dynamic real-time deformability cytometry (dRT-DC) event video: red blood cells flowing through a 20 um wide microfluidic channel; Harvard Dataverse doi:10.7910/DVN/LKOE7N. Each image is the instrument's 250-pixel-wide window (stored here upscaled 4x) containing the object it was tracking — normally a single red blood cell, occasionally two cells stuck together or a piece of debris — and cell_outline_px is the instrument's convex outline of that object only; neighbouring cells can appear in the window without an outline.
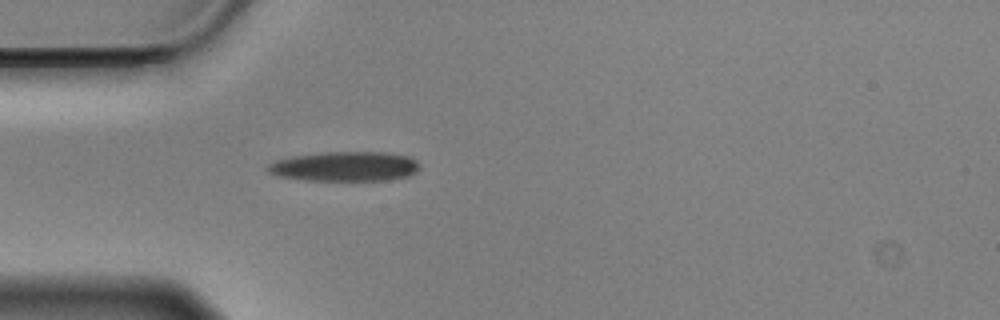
{"species": "Egyptian fruit bat (a non-hibernating species)", "species_latin": "Rousettus aegyptiacus", "temperature_condition": "cold", "stored_images_in_passage": 42, "camera_frame_rate_fps": 3000, "um_per_image_px": 0.085, "animal": {"sex": "male"}, "frame": {"image": 1, "passage_image": 1, "time_ms": 0.0, "image_size_px": [1000, 320], "cell_outline_px": [[420, 168], [416, 172], [408, 176], [388, 180], [304, 180], [280, 176], [268, 172], [264, 168], [268, 164], [276, 160], [292, 156], [324, 152], [384, 152], [408, 156], [416, 160], [420, 164]], "centroid_in_image_um": [29.32, 14.14], "position_along_channel_um": 55.7, "area_um2": 26.36}}
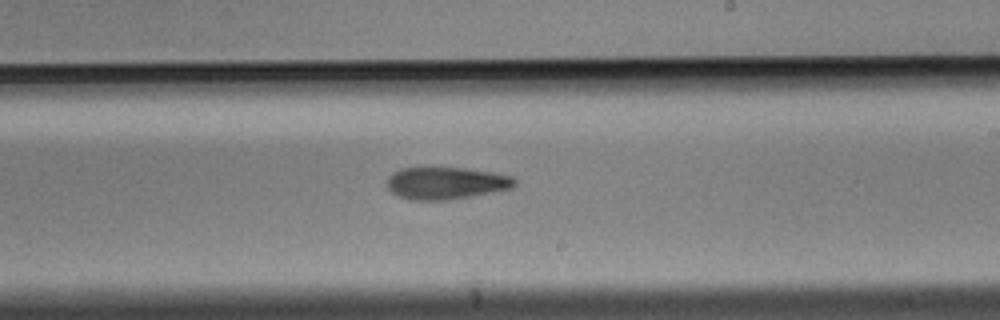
{"frame": {"image": 2, "passage_image": 18, "time_ms": 5.667, "image_size_px": [1000, 320], "cell_outline_px": [[516, 184], [512, 188], [452, 200], [412, 200], [400, 196], [392, 192], [384, 184], [388, 176], [392, 172], [400, 168], [464, 168], [492, 172], [512, 176], [516, 180]], "centroid_in_image_um": [37.88, 15.57], "position_along_channel_um": 251.1, "area_um2": 24.1}}
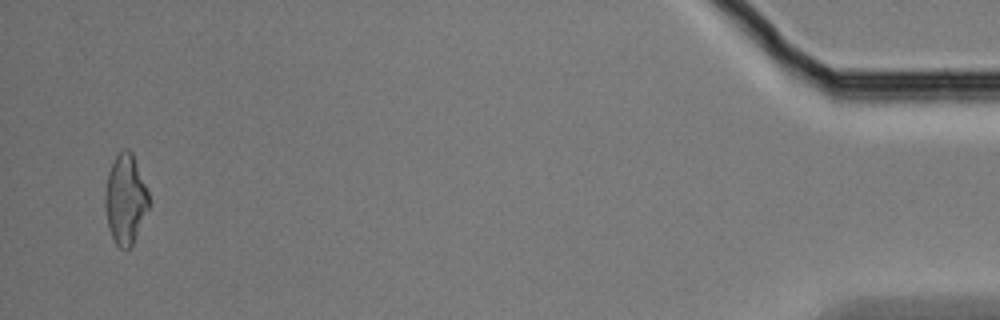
{"frame": {"image": 3, "passage_image": 40, "time_ms": 13.0, "image_size_px": [1000, 320], "cell_outline_px": [[152, 200], [132, 244], [128, 248], [120, 248], [116, 244], [108, 228], [104, 204], [104, 196], [108, 172], [116, 156], [124, 148], [128, 148], [132, 152]], "centroid_in_image_um": [10.66, 16.91], "position_along_channel_um": 424.5, "area_um2": 22.89}, "authors_computed_cell_mechanics": {"area_um2": 24.0737, "velocity_mm_per_s": 3.5289, "shape_relaxation_time_tau1_ms": 5.6076, "shape_relaxation_time_tau2_ms": 10.6868, "deformation_change_tau1": 0.1571, "deformation_change_tau2": 0.2498}}